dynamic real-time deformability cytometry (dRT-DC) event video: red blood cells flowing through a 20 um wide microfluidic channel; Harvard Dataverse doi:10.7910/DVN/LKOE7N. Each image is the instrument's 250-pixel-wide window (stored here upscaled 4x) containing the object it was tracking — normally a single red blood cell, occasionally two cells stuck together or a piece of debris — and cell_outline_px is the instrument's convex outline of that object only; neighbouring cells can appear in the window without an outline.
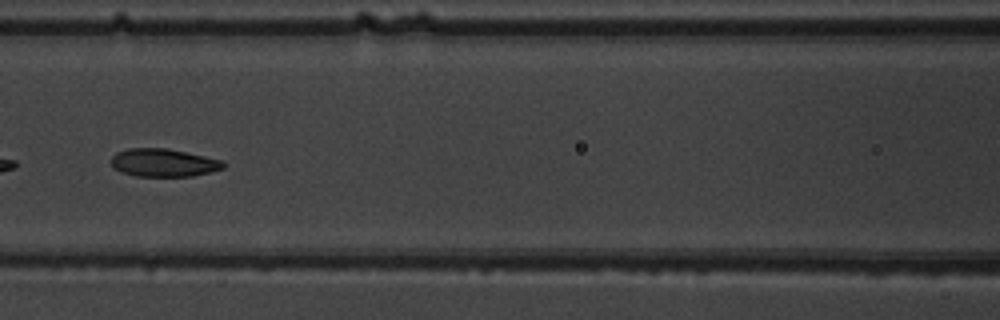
{"species": "common noctule bat (a hibernating species)", "species_latin": "Nyctalus noctula", "temperature_condition": "warm", "stored_images_in_passage": 5, "camera_frame_rate_fps": 3000, "um_per_image_px": 0.085, "animal": {"sex": "male", "body_mass_g": 19.5, "forearm_length_mm": 54.6}, "frame": {"image": 1, "passage_image": 5, "time_ms": 5.0, "image_size_px": [1000, 320], "cell_outline_px": [[228, 164], [224, 168], [212, 172], [192, 176], [136, 176], [112, 168], [112, 156], [116, 152], [128, 148], [168, 148], [204, 156], [220, 160]], "centroid_in_image_um": [13.92, 13.83], "position_along_channel_um": 152.7, "area_um2": 18.32}}